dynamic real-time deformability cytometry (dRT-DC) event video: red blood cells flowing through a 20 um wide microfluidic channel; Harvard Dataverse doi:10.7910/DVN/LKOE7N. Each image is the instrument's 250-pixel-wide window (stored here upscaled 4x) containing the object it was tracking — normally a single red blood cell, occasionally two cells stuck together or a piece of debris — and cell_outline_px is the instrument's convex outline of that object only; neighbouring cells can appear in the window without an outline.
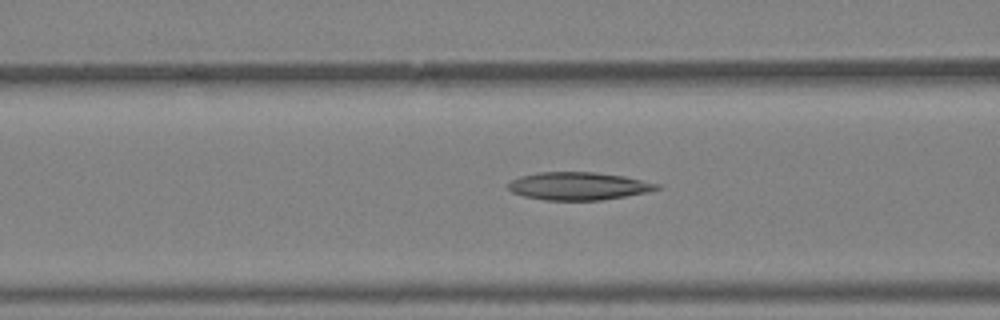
{"species": "Egyptian fruit bat (a non-hibernating species)", "species_latin": "Rousettus aegyptiacus", "temperature_condition": "warm", "stored_images_in_passage": 40, "camera_frame_rate_fps": 3000, "um_per_image_px": 0.085, "animal": {"sex": "female"}, "frame": {"image": 1, "passage_image": 16, "time_ms": 5.0, "image_size_px": [1000, 320], "cell_outline_px": [[660, 188], [648, 192], [600, 200], [544, 200], [524, 196], [512, 192], [508, 188], [508, 184], [512, 180], [520, 176], [536, 172], [596, 172], [624, 176], [660, 184]], "centroid_in_image_um": [49.16, 15.81], "position_along_channel_um": 117.4, "area_um2": 24.04}}
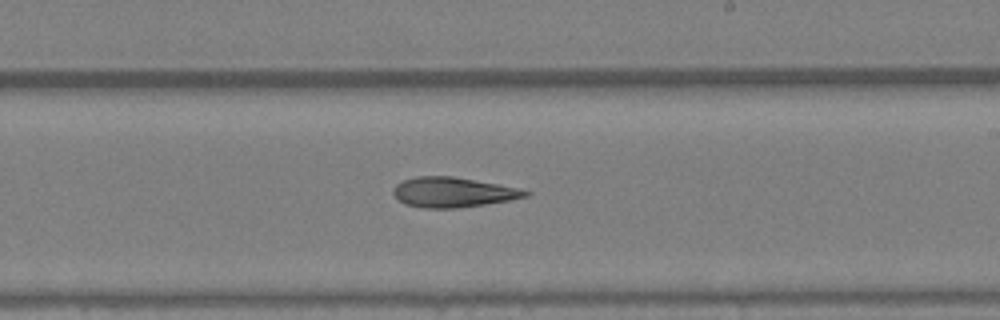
{"frame": {"image": 2, "passage_image": 24, "time_ms": 7.667, "image_size_px": [1000, 320], "cell_outline_px": [[532, 192], [528, 196], [508, 200], [484, 204], [452, 208], [424, 208], [404, 204], [392, 192], [392, 188], [396, 184], [404, 180], [416, 176], [452, 176], [520, 188]], "centroid_in_image_um": [38.48, 16.33], "position_along_channel_um": 250.5, "area_um2": 22.89}}
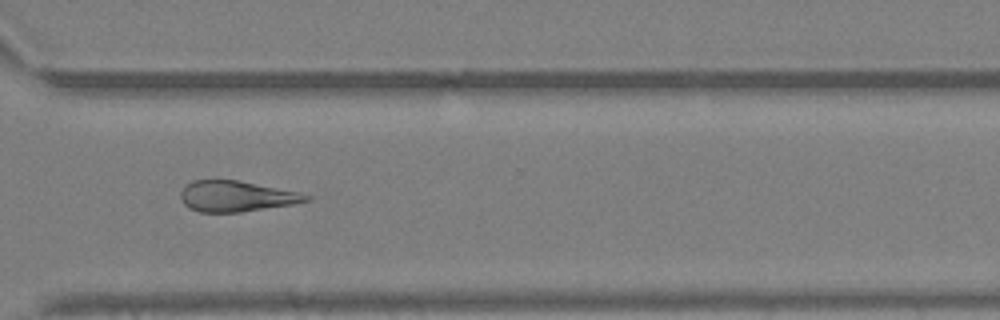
{"frame": {"image": 3, "passage_image": 30, "time_ms": 9.667, "image_size_px": [1000, 320], "cell_outline_px": [[312, 200], [292, 204], [240, 212], [200, 212], [188, 208], [180, 200], [180, 192], [192, 180], [240, 180], [296, 192], [312, 196]], "centroid_in_image_um": [20.06, 16.68], "position_along_channel_um": 350.5, "area_um2": 22.37}}